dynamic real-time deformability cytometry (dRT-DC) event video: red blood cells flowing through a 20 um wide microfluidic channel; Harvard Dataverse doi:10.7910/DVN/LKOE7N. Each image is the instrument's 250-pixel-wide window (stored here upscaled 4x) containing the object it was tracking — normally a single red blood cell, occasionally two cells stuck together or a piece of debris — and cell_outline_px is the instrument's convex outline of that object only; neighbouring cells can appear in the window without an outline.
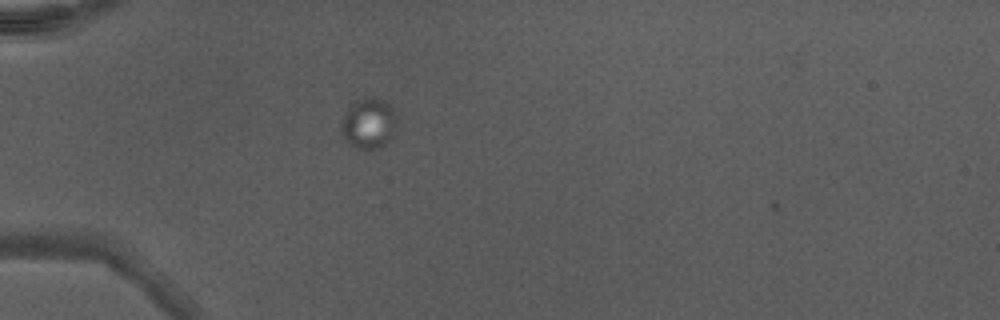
{"species": "Egyptian fruit bat (a non-hibernating species)", "species_latin": "Rousettus aegyptiacus", "temperature_condition": "warm", "stored_images_in_passage": 26, "camera_frame_rate_fps": 3000, "um_per_image_px": 0.085, "animal": {"sex": "male"}, "frame": {"image": 1, "passage_image": 1, "time_ms": 0.0, "image_size_px": [1000, 320], "cell_outline_px": [[396, 132], [384, 144], [376, 148], [356, 148], [348, 144], [340, 132], [340, 128], [344, 116], [352, 104], [364, 96], [372, 96], [388, 104], [392, 108], [396, 116]], "centroid_in_image_um": [31.33, 10.49], "position_along_channel_um": 53.7, "area_um2": 16.24}}
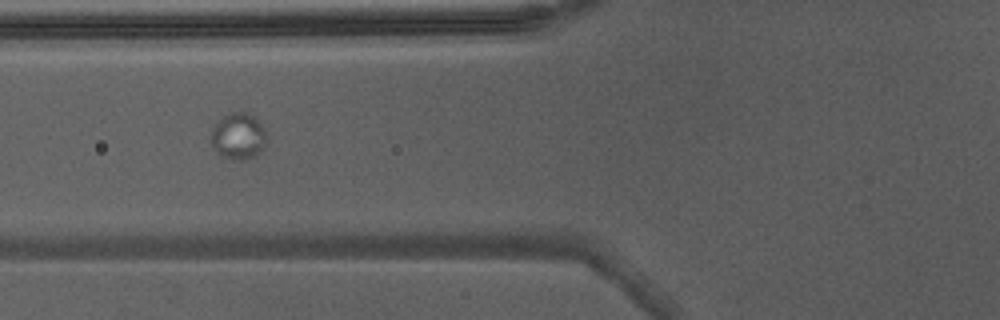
{"frame": {"image": 2, "passage_image": 6, "time_ms": 1.667, "image_size_px": [1000, 320], "cell_outline_px": [[268, 136], [264, 148], [260, 152], [244, 160], [240, 160], [224, 156], [212, 144], [212, 128], [224, 116], [232, 112], [248, 112], [260, 124]], "centroid_in_image_um": [20.3, 11.56], "position_along_channel_um": 105.5, "area_um2": 14.51}}